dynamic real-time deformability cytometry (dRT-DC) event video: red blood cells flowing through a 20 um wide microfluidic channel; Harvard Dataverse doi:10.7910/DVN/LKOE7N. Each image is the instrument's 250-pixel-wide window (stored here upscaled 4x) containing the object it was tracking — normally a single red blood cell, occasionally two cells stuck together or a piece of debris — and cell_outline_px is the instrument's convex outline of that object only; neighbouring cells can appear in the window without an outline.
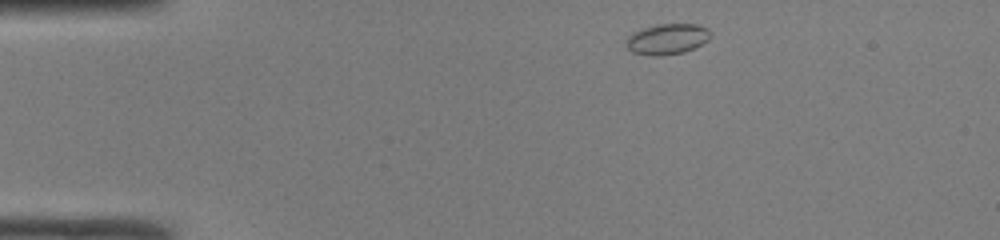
{"species": "common noctule bat (a hibernating species)", "species_latin": "Nyctalus noctula", "temperature_condition": "room temperature", "stored_images_in_passage": 41, "camera_frame_rate_fps": 3000, "um_per_image_px": 0.085, "animal": {"sex": "male", "body_mass_g": 19.0, "forearm_length_mm": 50.8}, "frame": {"image": 1, "passage_image": 1, "time_ms": 0.0, "image_size_px": [1000, 240], "cell_outline_px": [[712, 36], [708, 40], [684, 52], [660, 56], [652, 56], [632, 52], [624, 44], [624, 40], [632, 32], [656, 24], [696, 24], [708, 28], [712, 32]], "centroid_in_image_um": [56.69, 3.31], "position_along_channel_um": 28.3, "area_um2": 15.26}}
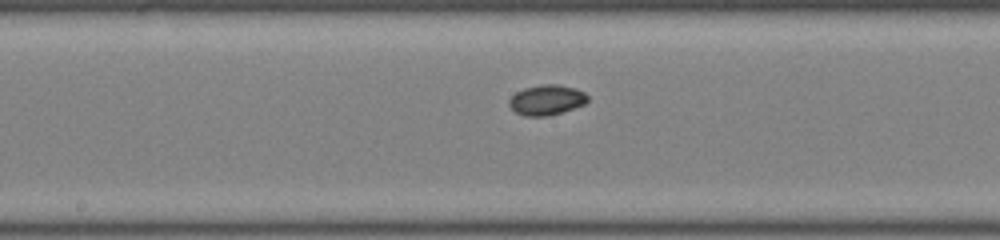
{"frame": {"image": 2, "passage_image": 18, "time_ms": 5.667, "image_size_px": [1000, 240], "cell_outline_px": [[588, 100], [584, 104], [548, 116], [524, 116], [516, 112], [508, 104], [508, 100], [516, 92], [524, 88], [540, 84], [556, 84], [576, 88], [584, 92], [588, 96]], "centroid_in_image_um": [46.45, 8.48], "position_along_channel_um": 201.8, "area_um2": 13.76}}
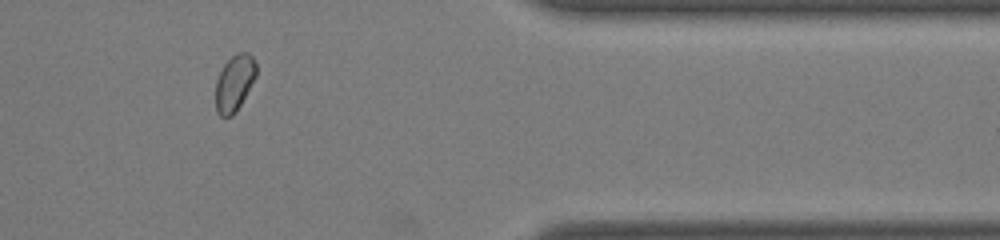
{"frame": {"image": 3, "passage_image": 33, "time_ms": 10.667, "image_size_px": [1000, 240], "cell_outline_px": [[256, 76], [236, 112], [232, 116], [220, 116], [216, 112], [216, 80], [224, 64], [236, 52], [248, 52], [252, 56], [256, 64]], "centroid_in_image_um": [19.92, 7.04], "position_along_channel_um": 391.5, "area_um2": 13.24}, "authors_computed_cell_mechanics": {"area_um2": 13.6408, "velocity_mm_per_s": 4.1927, "shape_relaxation_time_tau1_ms": 3.4007, "shape_relaxation_time_tau2_ms": null, "deformation_change_tau1": 0.0444, "deformation_change_tau2": null}}